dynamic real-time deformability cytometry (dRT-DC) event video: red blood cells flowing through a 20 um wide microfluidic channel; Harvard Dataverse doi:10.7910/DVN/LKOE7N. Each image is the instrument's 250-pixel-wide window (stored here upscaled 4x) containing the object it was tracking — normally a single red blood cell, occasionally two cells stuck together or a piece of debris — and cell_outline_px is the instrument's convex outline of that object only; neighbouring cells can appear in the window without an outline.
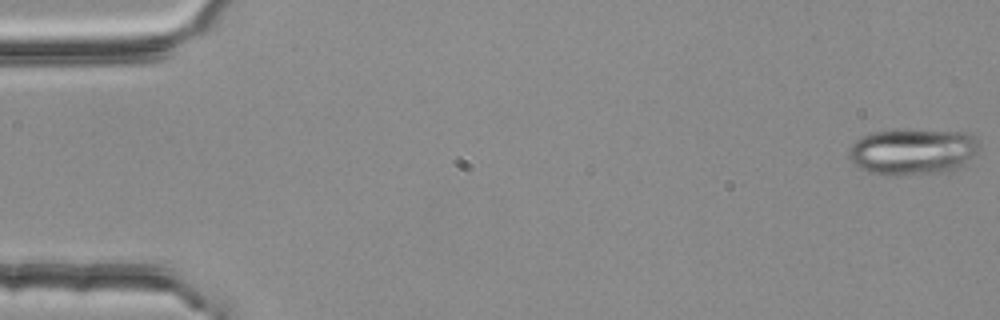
{"species": "common noctule bat (a hibernating species)", "species_latin": "Nyctalus noctula", "temperature_condition": "room temperature", "stored_images_in_passage": 4, "camera_frame_rate_fps": 3000, "um_per_image_px": 0.085, "animal": {"sex": "female", "body_mass_g": 25.1}, "frame": {"image": 1, "passage_image": 1, "time_ms": 0.0, "image_size_px": [1000, 320], "cell_outline_px": [[980, 152], [964, 164], [948, 172], [888, 176], [868, 172], [860, 168], [848, 156], [848, 148], [856, 140], [872, 132], [904, 128], [972, 132], [980, 144]], "centroid_in_image_um": [77.63, 12.86], "position_along_channel_um": 7.4, "area_um2": 36.18}}